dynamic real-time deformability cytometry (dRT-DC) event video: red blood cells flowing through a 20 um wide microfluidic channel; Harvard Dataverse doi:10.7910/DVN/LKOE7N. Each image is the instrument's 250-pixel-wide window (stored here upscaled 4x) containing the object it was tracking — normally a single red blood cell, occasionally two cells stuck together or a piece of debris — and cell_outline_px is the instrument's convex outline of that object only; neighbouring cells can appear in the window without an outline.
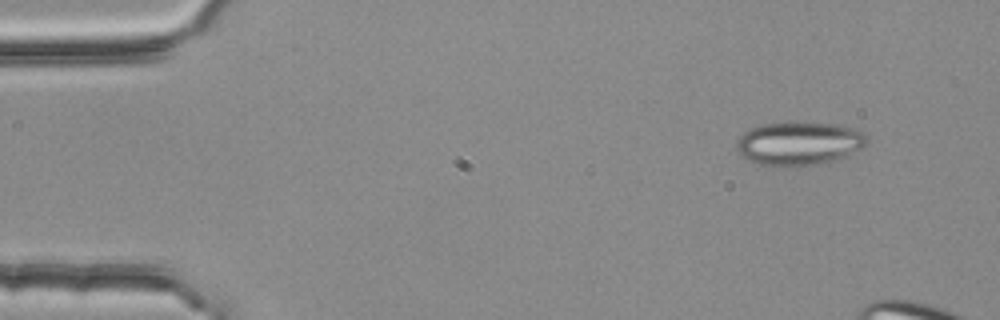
{"species": "common noctule bat (a hibernating species)", "species_latin": "Nyctalus noctula", "temperature_condition": "room temperature", "stored_images_in_passage": 3, "camera_frame_rate_fps": 3000, "um_per_image_px": 0.085, "animal": {"sex": "female", "body_mass_g": 25.1}, "frame": {"image": 1, "passage_image": 1, "time_ms": 0.0, "image_size_px": [1000, 320], "cell_outline_px": [[868, 144], [864, 148], [840, 160], [820, 164], [760, 164], [740, 156], [736, 152], [736, 140], [744, 132], [752, 128], [764, 124], [788, 120], [792, 120], [836, 124], [852, 128], [864, 132], [868, 136]], "centroid_in_image_um": [67.98, 12.14], "position_along_channel_um": 17.0, "area_um2": 33.58}}